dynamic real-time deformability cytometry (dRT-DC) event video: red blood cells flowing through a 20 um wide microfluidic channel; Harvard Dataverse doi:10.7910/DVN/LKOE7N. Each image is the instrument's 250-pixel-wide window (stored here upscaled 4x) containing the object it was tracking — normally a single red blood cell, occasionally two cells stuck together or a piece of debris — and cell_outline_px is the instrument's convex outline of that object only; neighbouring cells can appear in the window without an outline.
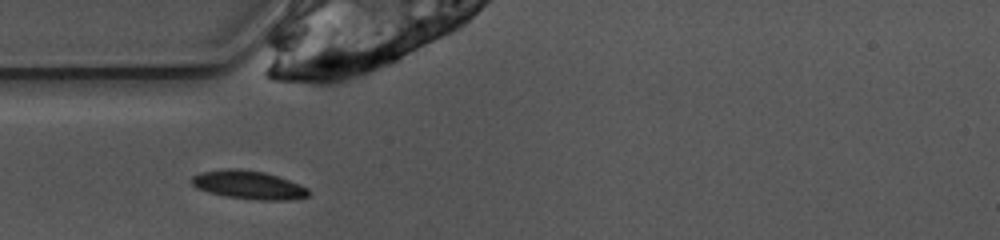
{"species": "common noctule bat (a hibernating species)", "species_latin": "Nyctalus noctula", "temperature_condition": "warm", "stored_images_in_passage": 37, "camera_frame_rate_fps": 3000, "um_per_image_px": 0.085, "animal": {"sex": "female", "body_mass_g": 10.0, "forearm_length_mm": 53.1}, "frame": {"image": 1, "passage_image": 1, "time_ms": 0.0, "image_size_px": [1000, 240], "cell_outline_px": [[308, 196], [288, 200], [260, 200], [228, 196], [208, 192], [196, 188], [192, 184], [192, 176], [200, 172], [228, 168], [240, 168], [264, 172], [288, 180], [308, 188]], "centroid_in_image_um": [21.1, 15.7], "position_along_channel_um": 63.9, "area_um2": 19.13}}
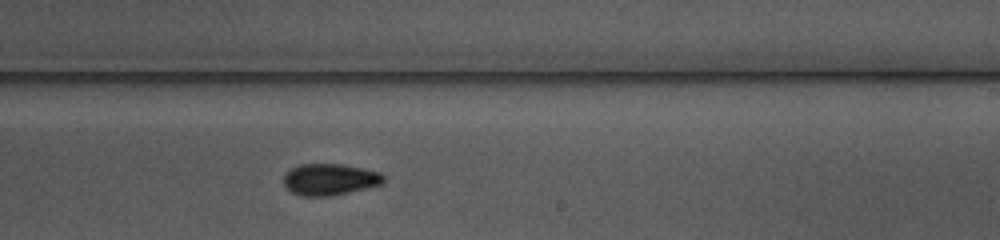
{"frame": {"image": 2, "passage_image": 16, "time_ms": 5.0, "image_size_px": [1000, 240], "cell_outline_px": [[384, 184], [332, 196], [300, 196], [292, 192], [284, 184], [284, 176], [292, 168], [300, 164], [344, 164], [364, 168], [380, 172], [384, 176]], "centroid_in_image_um": [28.07, 15.25], "position_along_channel_um": 260.9, "area_um2": 18.44}}
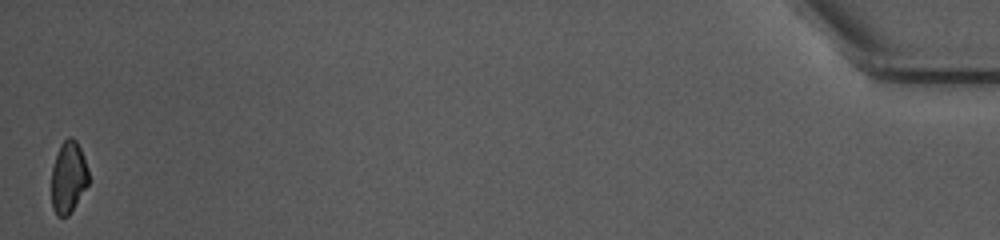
{"frame": {"image": 3, "passage_image": 37, "time_ms": 12.0, "image_size_px": [1000, 240], "cell_outline_px": [[88, 184], [68, 216], [56, 216], [52, 208], [52, 168], [60, 144], [68, 136], [72, 136], [76, 140], [80, 148], [88, 168]], "centroid_in_image_um": [5.81, 15.05], "position_along_channel_um": 429.4, "area_um2": 15.43}, "authors_computed_cell_mechanics": {"area_um2": 17.918, "velocity_mm_per_s": 3.9196, "shape_relaxation_time_tau1_ms": 6.9498, "shape_relaxation_time_tau2_ms": 4.3758, "deformation_change_tau1": 0.1527, "deformation_change_tau2": 0.0828}}